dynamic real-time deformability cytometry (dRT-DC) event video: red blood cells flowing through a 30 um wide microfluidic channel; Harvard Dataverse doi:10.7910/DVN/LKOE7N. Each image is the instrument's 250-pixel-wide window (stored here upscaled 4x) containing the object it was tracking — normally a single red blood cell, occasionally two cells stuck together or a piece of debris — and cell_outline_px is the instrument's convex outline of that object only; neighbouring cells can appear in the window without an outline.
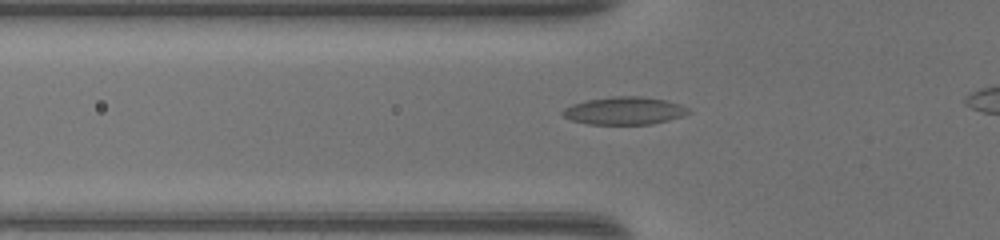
{"species": "common noctule bat (a hibernating species)", "species_latin": "Nyctalus noctula", "temperature_condition": "warm", "stored_images_in_passage": 38, "camera_frame_rate_fps": 3000, "um_per_image_px": 0.085, "animal": {"sex": "female", "body_mass_g": 17.0, "forearm_length_mm": 48.0}, "frame": {"image": 1, "passage_image": 12, "time_ms": 3.667, "image_size_px": [1000, 240], "cell_outline_px": [[692, 112], [684, 116], [652, 124], [588, 124], [572, 120], [564, 116], [560, 112], [564, 108], [572, 104], [588, 100], [612, 96], [640, 96], [668, 100], [680, 104], [688, 108]], "centroid_in_image_um": [53.1, 9.41], "position_along_channel_um": 72.7, "area_um2": 20.4}}
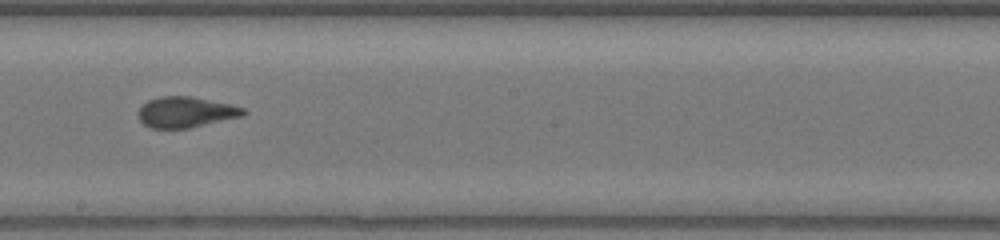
{"frame": {"image": 2, "passage_image": 23, "time_ms": 7.333, "image_size_px": [1000, 240], "cell_outline_px": [[248, 112], [244, 116], [188, 128], [152, 128], [144, 124], [140, 120], [140, 108], [148, 100], [160, 96], [192, 96], [228, 104], [244, 108]], "centroid_in_image_um": [15.83, 9.53], "position_along_channel_um": 232.4, "area_um2": 18.61}}
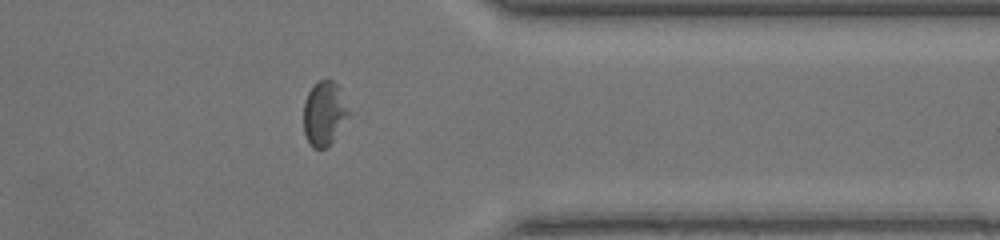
{"frame": {"image": 3, "passage_image": 34, "time_ms": 11.0, "image_size_px": [1000, 240], "cell_outline_px": [[352, 112], [332, 140], [324, 148], [312, 148], [304, 132], [304, 100], [308, 92], [320, 80], [332, 80], [336, 84]], "centroid_in_image_um": [27.57, 9.63], "position_along_channel_um": 383.8, "area_um2": 16.59}}